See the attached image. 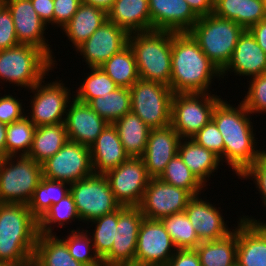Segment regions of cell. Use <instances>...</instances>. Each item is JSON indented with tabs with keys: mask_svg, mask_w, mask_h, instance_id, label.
<instances>
[{
	"mask_svg": "<svg viewBox=\"0 0 266 266\" xmlns=\"http://www.w3.org/2000/svg\"><path fill=\"white\" fill-rule=\"evenodd\" d=\"M165 266H201L195 249H177Z\"/></svg>",
	"mask_w": 266,
	"mask_h": 266,
	"instance_id": "obj_50",
	"label": "cell"
},
{
	"mask_svg": "<svg viewBox=\"0 0 266 266\" xmlns=\"http://www.w3.org/2000/svg\"><path fill=\"white\" fill-rule=\"evenodd\" d=\"M213 13L218 17L233 20L245 30L266 19L263 0H214Z\"/></svg>",
	"mask_w": 266,
	"mask_h": 266,
	"instance_id": "obj_29",
	"label": "cell"
},
{
	"mask_svg": "<svg viewBox=\"0 0 266 266\" xmlns=\"http://www.w3.org/2000/svg\"><path fill=\"white\" fill-rule=\"evenodd\" d=\"M107 16L128 34L151 31L148 0H115Z\"/></svg>",
	"mask_w": 266,
	"mask_h": 266,
	"instance_id": "obj_26",
	"label": "cell"
},
{
	"mask_svg": "<svg viewBox=\"0 0 266 266\" xmlns=\"http://www.w3.org/2000/svg\"><path fill=\"white\" fill-rule=\"evenodd\" d=\"M144 216L138 206H121L111 251L102 259L103 266H134L137 238Z\"/></svg>",
	"mask_w": 266,
	"mask_h": 266,
	"instance_id": "obj_15",
	"label": "cell"
},
{
	"mask_svg": "<svg viewBox=\"0 0 266 266\" xmlns=\"http://www.w3.org/2000/svg\"><path fill=\"white\" fill-rule=\"evenodd\" d=\"M89 223L92 226L95 224L94 232H89V234H92L91 239L95 252L102 260L111 251L114 237L117 234L118 210L101 216Z\"/></svg>",
	"mask_w": 266,
	"mask_h": 266,
	"instance_id": "obj_43",
	"label": "cell"
},
{
	"mask_svg": "<svg viewBox=\"0 0 266 266\" xmlns=\"http://www.w3.org/2000/svg\"><path fill=\"white\" fill-rule=\"evenodd\" d=\"M151 31L188 32L199 16L186 0H148Z\"/></svg>",
	"mask_w": 266,
	"mask_h": 266,
	"instance_id": "obj_21",
	"label": "cell"
},
{
	"mask_svg": "<svg viewBox=\"0 0 266 266\" xmlns=\"http://www.w3.org/2000/svg\"><path fill=\"white\" fill-rule=\"evenodd\" d=\"M68 141L65 123L38 126L28 157L42 164L54 156Z\"/></svg>",
	"mask_w": 266,
	"mask_h": 266,
	"instance_id": "obj_32",
	"label": "cell"
},
{
	"mask_svg": "<svg viewBox=\"0 0 266 266\" xmlns=\"http://www.w3.org/2000/svg\"><path fill=\"white\" fill-rule=\"evenodd\" d=\"M262 153L266 156V150H263Z\"/></svg>",
	"mask_w": 266,
	"mask_h": 266,
	"instance_id": "obj_59",
	"label": "cell"
},
{
	"mask_svg": "<svg viewBox=\"0 0 266 266\" xmlns=\"http://www.w3.org/2000/svg\"><path fill=\"white\" fill-rule=\"evenodd\" d=\"M247 94L241 101L250 114L266 113V73L250 78Z\"/></svg>",
	"mask_w": 266,
	"mask_h": 266,
	"instance_id": "obj_44",
	"label": "cell"
},
{
	"mask_svg": "<svg viewBox=\"0 0 266 266\" xmlns=\"http://www.w3.org/2000/svg\"><path fill=\"white\" fill-rule=\"evenodd\" d=\"M38 236L26 204L0 203V263L32 264Z\"/></svg>",
	"mask_w": 266,
	"mask_h": 266,
	"instance_id": "obj_3",
	"label": "cell"
},
{
	"mask_svg": "<svg viewBox=\"0 0 266 266\" xmlns=\"http://www.w3.org/2000/svg\"><path fill=\"white\" fill-rule=\"evenodd\" d=\"M70 193V184L64 181L49 180L45 177L34 190L27 204L31 214L39 220L51 207Z\"/></svg>",
	"mask_w": 266,
	"mask_h": 266,
	"instance_id": "obj_35",
	"label": "cell"
},
{
	"mask_svg": "<svg viewBox=\"0 0 266 266\" xmlns=\"http://www.w3.org/2000/svg\"><path fill=\"white\" fill-rule=\"evenodd\" d=\"M45 78L28 90L33 96L30 95L31 110L26 116L36 127L64 123L68 105L74 96L62 80L45 83Z\"/></svg>",
	"mask_w": 266,
	"mask_h": 266,
	"instance_id": "obj_11",
	"label": "cell"
},
{
	"mask_svg": "<svg viewBox=\"0 0 266 266\" xmlns=\"http://www.w3.org/2000/svg\"><path fill=\"white\" fill-rule=\"evenodd\" d=\"M193 196L185 189L170 185L160 178H151L139 208L144 218L161 220L183 212Z\"/></svg>",
	"mask_w": 266,
	"mask_h": 266,
	"instance_id": "obj_16",
	"label": "cell"
},
{
	"mask_svg": "<svg viewBox=\"0 0 266 266\" xmlns=\"http://www.w3.org/2000/svg\"><path fill=\"white\" fill-rule=\"evenodd\" d=\"M43 177L69 184L92 175L90 147L67 141L63 147L42 164Z\"/></svg>",
	"mask_w": 266,
	"mask_h": 266,
	"instance_id": "obj_12",
	"label": "cell"
},
{
	"mask_svg": "<svg viewBox=\"0 0 266 266\" xmlns=\"http://www.w3.org/2000/svg\"><path fill=\"white\" fill-rule=\"evenodd\" d=\"M228 72H234L236 76H247L248 80L266 73V53L248 29L238 38L230 61L221 71L222 79L228 76Z\"/></svg>",
	"mask_w": 266,
	"mask_h": 266,
	"instance_id": "obj_23",
	"label": "cell"
},
{
	"mask_svg": "<svg viewBox=\"0 0 266 266\" xmlns=\"http://www.w3.org/2000/svg\"><path fill=\"white\" fill-rule=\"evenodd\" d=\"M120 141L129 157H142L151 128L132 111L115 121Z\"/></svg>",
	"mask_w": 266,
	"mask_h": 266,
	"instance_id": "obj_31",
	"label": "cell"
},
{
	"mask_svg": "<svg viewBox=\"0 0 266 266\" xmlns=\"http://www.w3.org/2000/svg\"><path fill=\"white\" fill-rule=\"evenodd\" d=\"M90 155L95 174H105L129 158L114 124L109 123L90 146Z\"/></svg>",
	"mask_w": 266,
	"mask_h": 266,
	"instance_id": "obj_25",
	"label": "cell"
},
{
	"mask_svg": "<svg viewBox=\"0 0 266 266\" xmlns=\"http://www.w3.org/2000/svg\"><path fill=\"white\" fill-rule=\"evenodd\" d=\"M32 264L33 266H86L72 257L66 243L56 234H39Z\"/></svg>",
	"mask_w": 266,
	"mask_h": 266,
	"instance_id": "obj_30",
	"label": "cell"
},
{
	"mask_svg": "<svg viewBox=\"0 0 266 266\" xmlns=\"http://www.w3.org/2000/svg\"><path fill=\"white\" fill-rule=\"evenodd\" d=\"M243 217V219H246V220H250V221H254L265 233H266V222H264V220H263V222H262V220L260 221V219H257L256 220V218L254 219V217H252V216H244V215H242Z\"/></svg>",
	"mask_w": 266,
	"mask_h": 266,
	"instance_id": "obj_56",
	"label": "cell"
},
{
	"mask_svg": "<svg viewBox=\"0 0 266 266\" xmlns=\"http://www.w3.org/2000/svg\"><path fill=\"white\" fill-rule=\"evenodd\" d=\"M70 193L79 218L89 224L97 218L118 210L121 205L116 201L109 182L104 174H95L70 184Z\"/></svg>",
	"mask_w": 266,
	"mask_h": 266,
	"instance_id": "obj_10",
	"label": "cell"
},
{
	"mask_svg": "<svg viewBox=\"0 0 266 266\" xmlns=\"http://www.w3.org/2000/svg\"><path fill=\"white\" fill-rule=\"evenodd\" d=\"M178 154L205 187L208 186L206 184L207 180L210 179L211 175L213 176V173L221 166V160L217 155L199 145L192 138L180 140Z\"/></svg>",
	"mask_w": 266,
	"mask_h": 266,
	"instance_id": "obj_27",
	"label": "cell"
},
{
	"mask_svg": "<svg viewBox=\"0 0 266 266\" xmlns=\"http://www.w3.org/2000/svg\"><path fill=\"white\" fill-rule=\"evenodd\" d=\"M239 178L241 180L250 179L255 183L259 194H261V205L266 208V156L262 153Z\"/></svg>",
	"mask_w": 266,
	"mask_h": 266,
	"instance_id": "obj_46",
	"label": "cell"
},
{
	"mask_svg": "<svg viewBox=\"0 0 266 266\" xmlns=\"http://www.w3.org/2000/svg\"><path fill=\"white\" fill-rule=\"evenodd\" d=\"M248 30L266 53V19L252 25Z\"/></svg>",
	"mask_w": 266,
	"mask_h": 266,
	"instance_id": "obj_53",
	"label": "cell"
},
{
	"mask_svg": "<svg viewBox=\"0 0 266 266\" xmlns=\"http://www.w3.org/2000/svg\"><path fill=\"white\" fill-rule=\"evenodd\" d=\"M173 31L152 30L129 34L139 78L170 87Z\"/></svg>",
	"mask_w": 266,
	"mask_h": 266,
	"instance_id": "obj_4",
	"label": "cell"
},
{
	"mask_svg": "<svg viewBox=\"0 0 266 266\" xmlns=\"http://www.w3.org/2000/svg\"><path fill=\"white\" fill-rule=\"evenodd\" d=\"M75 220L81 221L73 196L69 193L58 203L51 205L38 220L39 234H56V232L53 233V224H56L59 228H64L65 224L67 225Z\"/></svg>",
	"mask_w": 266,
	"mask_h": 266,
	"instance_id": "obj_38",
	"label": "cell"
},
{
	"mask_svg": "<svg viewBox=\"0 0 266 266\" xmlns=\"http://www.w3.org/2000/svg\"><path fill=\"white\" fill-rule=\"evenodd\" d=\"M108 20L107 12L93 5L81 3L77 12L70 21L62 28L76 49L86 41L101 25Z\"/></svg>",
	"mask_w": 266,
	"mask_h": 266,
	"instance_id": "obj_28",
	"label": "cell"
},
{
	"mask_svg": "<svg viewBox=\"0 0 266 266\" xmlns=\"http://www.w3.org/2000/svg\"><path fill=\"white\" fill-rule=\"evenodd\" d=\"M54 26L62 29L77 12L82 0H53Z\"/></svg>",
	"mask_w": 266,
	"mask_h": 266,
	"instance_id": "obj_49",
	"label": "cell"
},
{
	"mask_svg": "<svg viewBox=\"0 0 266 266\" xmlns=\"http://www.w3.org/2000/svg\"><path fill=\"white\" fill-rule=\"evenodd\" d=\"M42 178V165L30 157H2L0 160V203L27 205Z\"/></svg>",
	"mask_w": 266,
	"mask_h": 266,
	"instance_id": "obj_7",
	"label": "cell"
},
{
	"mask_svg": "<svg viewBox=\"0 0 266 266\" xmlns=\"http://www.w3.org/2000/svg\"><path fill=\"white\" fill-rule=\"evenodd\" d=\"M4 5L12 16L19 44L32 45L45 51L57 65L52 45L48 44L49 41L44 36L48 26L34 10L31 0H5Z\"/></svg>",
	"mask_w": 266,
	"mask_h": 266,
	"instance_id": "obj_18",
	"label": "cell"
},
{
	"mask_svg": "<svg viewBox=\"0 0 266 266\" xmlns=\"http://www.w3.org/2000/svg\"><path fill=\"white\" fill-rule=\"evenodd\" d=\"M0 266H33V264H11V263H0Z\"/></svg>",
	"mask_w": 266,
	"mask_h": 266,
	"instance_id": "obj_57",
	"label": "cell"
},
{
	"mask_svg": "<svg viewBox=\"0 0 266 266\" xmlns=\"http://www.w3.org/2000/svg\"><path fill=\"white\" fill-rule=\"evenodd\" d=\"M20 101L22 100H19L18 97L16 99V96L13 97L10 93L0 97V122L11 124L26 115L25 104L23 105V102Z\"/></svg>",
	"mask_w": 266,
	"mask_h": 266,
	"instance_id": "obj_47",
	"label": "cell"
},
{
	"mask_svg": "<svg viewBox=\"0 0 266 266\" xmlns=\"http://www.w3.org/2000/svg\"><path fill=\"white\" fill-rule=\"evenodd\" d=\"M192 10L199 16H206L214 11V0H186Z\"/></svg>",
	"mask_w": 266,
	"mask_h": 266,
	"instance_id": "obj_52",
	"label": "cell"
},
{
	"mask_svg": "<svg viewBox=\"0 0 266 266\" xmlns=\"http://www.w3.org/2000/svg\"><path fill=\"white\" fill-rule=\"evenodd\" d=\"M250 115L242 102L233 107L224 99L216 104L212 113V120L224 141V162L230 169L232 168L238 179L263 151L256 147L259 142L256 141L258 138H255L252 115Z\"/></svg>",
	"mask_w": 266,
	"mask_h": 266,
	"instance_id": "obj_1",
	"label": "cell"
},
{
	"mask_svg": "<svg viewBox=\"0 0 266 266\" xmlns=\"http://www.w3.org/2000/svg\"><path fill=\"white\" fill-rule=\"evenodd\" d=\"M128 37L124 29L107 20L75 51L84 58L87 68L100 67L128 45Z\"/></svg>",
	"mask_w": 266,
	"mask_h": 266,
	"instance_id": "obj_17",
	"label": "cell"
},
{
	"mask_svg": "<svg viewBox=\"0 0 266 266\" xmlns=\"http://www.w3.org/2000/svg\"><path fill=\"white\" fill-rule=\"evenodd\" d=\"M65 127L68 140L90 147L109 124L87 103L73 97L69 103Z\"/></svg>",
	"mask_w": 266,
	"mask_h": 266,
	"instance_id": "obj_20",
	"label": "cell"
},
{
	"mask_svg": "<svg viewBox=\"0 0 266 266\" xmlns=\"http://www.w3.org/2000/svg\"><path fill=\"white\" fill-rule=\"evenodd\" d=\"M5 4V0H0V8Z\"/></svg>",
	"mask_w": 266,
	"mask_h": 266,
	"instance_id": "obj_58",
	"label": "cell"
},
{
	"mask_svg": "<svg viewBox=\"0 0 266 266\" xmlns=\"http://www.w3.org/2000/svg\"><path fill=\"white\" fill-rule=\"evenodd\" d=\"M228 236L201 242L196 248L201 266H234L237 257V227Z\"/></svg>",
	"mask_w": 266,
	"mask_h": 266,
	"instance_id": "obj_33",
	"label": "cell"
},
{
	"mask_svg": "<svg viewBox=\"0 0 266 266\" xmlns=\"http://www.w3.org/2000/svg\"><path fill=\"white\" fill-rule=\"evenodd\" d=\"M216 78H222L221 71L191 34L173 32L170 78L173 93H212L210 87Z\"/></svg>",
	"mask_w": 266,
	"mask_h": 266,
	"instance_id": "obj_2",
	"label": "cell"
},
{
	"mask_svg": "<svg viewBox=\"0 0 266 266\" xmlns=\"http://www.w3.org/2000/svg\"><path fill=\"white\" fill-rule=\"evenodd\" d=\"M34 10L41 20L50 27L54 24V1L53 0H31Z\"/></svg>",
	"mask_w": 266,
	"mask_h": 266,
	"instance_id": "obj_51",
	"label": "cell"
},
{
	"mask_svg": "<svg viewBox=\"0 0 266 266\" xmlns=\"http://www.w3.org/2000/svg\"><path fill=\"white\" fill-rule=\"evenodd\" d=\"M54 67L52 58L45 51L32 45L18 44L0 50L2 85L9 82L12 86L16 84L17 87L31 89L52 72Z\"/></svg>",
	"mask_w": 266,
	"mask_h": 266,
	"instance_id": "obj_5",
	"label": "cell"
},
{
	"mask_svg": "<svg viewBox=\"0 0 266 266\" xmlns=\"http://www.w3.org/2000/svg\"><path fill=\"white\" fill-rule=\"evenodd\" d=\"M220 97L211 93L173 94L170 124L182 139L192 138L212 119Z\"/></svg>",
	"mask_w": 266,
	"mask_h": 266,
	"instance_id": "obj_9",
	"label": "cell"
},
{
	"mask_svg": "<svg viewBox=\"0 0 266 266\" xmlns=\"http://www.w3.org/2000/svg\"><path fill=\"white\" fill-rule=\"evenodd\" d=\"M36 126L25 115L22 119L7 124L5 156H28Z\"/></svg>",
	"mask_w": 266,
	"mask_h": 266,
	"instance_id": "obj_37",
	"label": "cell"
},
{
	"mask_svg": "<svg viewBox=\"0 0 266 266\" xmlns=\"http://www.w3.org/2000/svg\"><path fill=\"white\" fill-rule=\"evenodd\" d=\"M192 139L196 141L202 147L212 151L217 155L221 164L224 162V141L223 137L218 130L217 125L211 119L205 126H203L193 137Z\"/></svg>",
	"mask_w": 266,
	"mask_h": 266,
	"instance_id": "obj_45",
	"label": "cell"
},
{
	"mask_svg": "<svg viewBox=\"0 0 266 266\" xmlns=\"http://www.w3.org/2000/svg\"><path fill=\"white\" fill-rule=\"evenodd\" d=\"M16 31L9 9L3 5L0 8V50L18 45Z\"/></svg>",
	"mask_w": 266,
	"mask_h": 266,
	"instance_id": "obj_48",
	"label": "cell"
},
{
	"mask_svg": "<svg viewBox=\"0 0 266 266\" xmlns=\"http://www.w3.org/2000/svg\"><path fill=\"white\" fill-rule=\"evenodd\" d=\"M208 201L201 194L193 196L184 210L201 242L222 239L234 231L226 225L221 208Z\"/></svg>",
	"mask_w": 266,
	"mask_h": 266,
	"instance_id": "obj_19",
	"label": "cell"
},
{
	"mask_svg": "<svg viewBox=\"0 0 266 266\" xmlns=\"http://www.w3.org/2000/svg\"><path fill=\"white\" fill-rule=\"evenodd\" d=\"M87 104L104 120L113 124L131 111L130 89L119 87L105 96L90 100Z\"/></svg>",
	"mask_w": 266,
	"mask_h": 266,
	"instance_id": "obj_36",
	"label": "cell"
},
{
	"mask_svg": "<svg viewBox=\"0 0 266 266\" xmlns=\"http://www.w3.org/2000/svg\"><path fill=\"white\" fill-rule=\"evenodd\" d=\"M244 30L233 20L211 13L199 17L188 32L209 60L222 71L230 61L238 38Z\"/></svg>",
	"mask_w": 266,
	"mask_h": 266,
	"instance_id": "obj_6",
	"label": "cell"
},
{
	"mask_svg": "<svg viewBox=\"0 0 266 266\" xmlns=\"http://www.w3.org/2000/svg\"><path fill=\"white\" fill-rule=\"evenodd\" d=\"M100 68L104 70L118 87L130 88L140 79L136 60L129 45L114 54Z\"/></svg>",
	"mask_w": 266,
	"mask_h": 266,
	"instance_id": "obj_34",
	"label": "cell"
},
{
	"mask_svg": "<svg viewBox=\"0 0 266 266\" xmlns=\"http://www.w3.org/2000/svg\"><path fill=\"white\" fill-rule=\"evenodd\" d=\"M161 222L177 249H195L201 243L185 211L165 216Z\"/></svg>",
	"mask_w": 266,
	"mask_h": 266,
	"instance_id": "obj_39",
	"label": "cell"
},
{
	"mask_svg": "<svg viewBox=\"0 0 266 266\" xmlns=\"http://www.w3.org/2000/svg\"><path fill=\"white\" fill-rule=\"evenodd\" d=\"M159 178L170 185L187 190L192 196L200 195L204 193L202 190H205V186L191 172L178 153L169 161Z\"/></svg>",
	"mask_w": 266,
	"mask_h": 266,
	"instance_id": "obj_40",
	"label": "cell"
},
{
	"mask_svg": "<svg viewBox=\"0 0 266 266\" xmlns=\"http://www.w3.org/2000/svg\"><path fill=\"white\" fill-rule=\"evenodd\" d=\"M182 138L170 124L161 128L151 129L142 156L146 170L151 178H159L166 165L178 153Z\"/></svg>",
	"mask_w": 266,
	"mask_h": 266,
	"instance_id": "obj_22",
	"label": "cell"
},
{
	"mask_svg": "<svg viewBox=\"0 0 266 266\" xmlns=\"http://www.w3.org/2000/svg\"><path fill=\"white\" fill-rule=\"evenodd\" d=\"M90 72L86 73L85 79L76 88L73 97L77 100L88 103L90 100L105 96L119 88L115 82L100 67L89 68Z\"/></svg>",
	"mask_w": 266,
	"mask_h": 266,
	"instance_id": "obj_41",
	"label": "cell"
},
{
	"mask_svg": "<svg viewBox=\"0 0 266 266\" xmlns=\"http://www.w3.org/2000/svg\"><path fill=\"white\" fill-rule=\"evenodd\" d=\"M7 124L0 122V155L5 157Z\"/></svg>",
	"mask_w": 266,
	"mask_h": 266,
	"instance_id": "obj_55",
	"label": "cell"
},
{
	"mask_svg": "<svg viewBox=\"0 0 266 266\" xmlns=\"http://www.w3.org/2000/svg\"><path fill=\"white\" fill-rule=\"evenodd\" d=\"M176 250L161 220L143 218L138 231L134 266H165Z\"/></svg>",
	"mask_w": 266,
	"mask_h": 266,
	"instance_id": "obj_14",
	"label": "cell"
},
{
	"mask_svg": "<svg viewBox=\"0 0 266 266\" xmlns=\"http://www.w3.org/2000/svg\"><path fill=\"white\" fill-rule=\"evenodd\" d=\"M237 221L239 266H266V233L254 222L240 216Z\"/></svg>",
	"mask_w": 266,
	"mask_h": 266,
	"instance_id": "obj_24",
	"label": "cell"
},
{
	"mask_svg": "<svg viewBox=\"0 0 266 266\" xmlns=\"http://www.w3.org/2000/svg\"><path fill=\"white\" fill-rule=\"evenodd\" d=\"M82 2L85 4L93 5L108 12L114 4L115 0H82Z\"/></svg>",
	"mask_w": 266,
	"mask_h": 266,
	"instance_id": "obj_54",
	"label": "cell"
},
{
	"mask_svg": "<svg viewBox=\"0 0 266 266\" xmlns=\"http://www.w3.org/2000/svg\"><path fill=\"white\" fill-rule=\"evenodd\" d=\"M104 175L121 206H139L151 179L142 157H129Z\"/></svg>",
	"mask_w": 266,
	"mask_h": 266,
	"instance_id": "obj_13",
	"label": "cell"
},
{
	"mask_svg": "<svg viewBox=\"0 0 266 266\" xmlns=\"http://www.w3.org/2000/svg\"><path fill=\"white\" fill-rule=\"evenodd\" d=\"M131 111L151 129L170 125L173 91L164 84L139 79L130 88Z\"/></svg>",
	"mask_w": 266,
	"mask_h": 266,
	"instance_id": "obj_8",
	"label": "cell"
},
{
	"mask_svg": "<svg viewBox=\"0 0 266 266\" xmlns=\"http://www.w3.org/2000/svg\"><path fill=\"white\" fill-rule=\"evenodd\" d=\"M89 231L84 230V228L82 230L79 228L73 229L62 240L66 243L69 253L76 261L86 266H103L102 260L95 252Z\"/></svg>",
	"mask_w": 266,
	"mask_h": 266,
	"instance_id": "obj_42",
	"label": "cell"
}]
</instances>
